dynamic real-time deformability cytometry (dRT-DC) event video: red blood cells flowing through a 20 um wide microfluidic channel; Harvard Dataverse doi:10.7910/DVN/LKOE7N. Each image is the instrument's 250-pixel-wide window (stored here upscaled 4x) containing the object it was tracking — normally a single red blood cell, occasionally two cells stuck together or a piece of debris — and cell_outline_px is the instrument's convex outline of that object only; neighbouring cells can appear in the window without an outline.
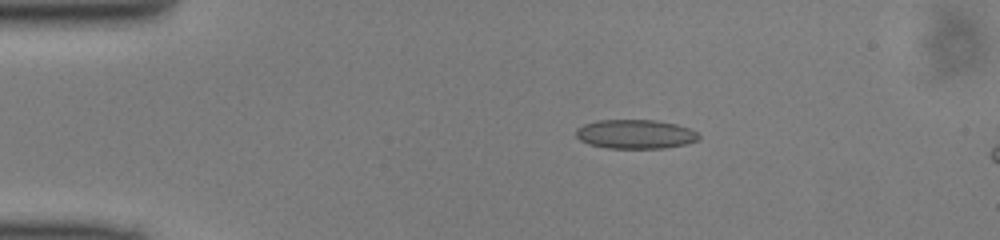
{"species": "common noctule bat (a hibernating species)", "species_latin": "Nyctalus noctula", "temperature_condition": "cold", "stored_images_in_passage": 15, "camera_frame_rate_fps": 3000, "um_per_image_px": 0.085, "animal": {"sex": "male", "body_mass_g": 13.0, "forearm_length_mm": 53.1}, "frame": {"image": 1, "passage_image": 9, "time_ms": 2.667, "image_size_px": [1000, 240], "cell_outline_px": [[700, 140], [688, 144], [664, 148], [608, 148], [588, 144], [580, 140], [576, 136], [576, 128], [584, 124], [596, 120], [656, 120], [676, 124], [688, 128], [696, 132], [700, 136]], "centroid_in_image_um": [54.01, 11.4], "position_along_channel_um": 31.0, "area_um2": 20.98}}